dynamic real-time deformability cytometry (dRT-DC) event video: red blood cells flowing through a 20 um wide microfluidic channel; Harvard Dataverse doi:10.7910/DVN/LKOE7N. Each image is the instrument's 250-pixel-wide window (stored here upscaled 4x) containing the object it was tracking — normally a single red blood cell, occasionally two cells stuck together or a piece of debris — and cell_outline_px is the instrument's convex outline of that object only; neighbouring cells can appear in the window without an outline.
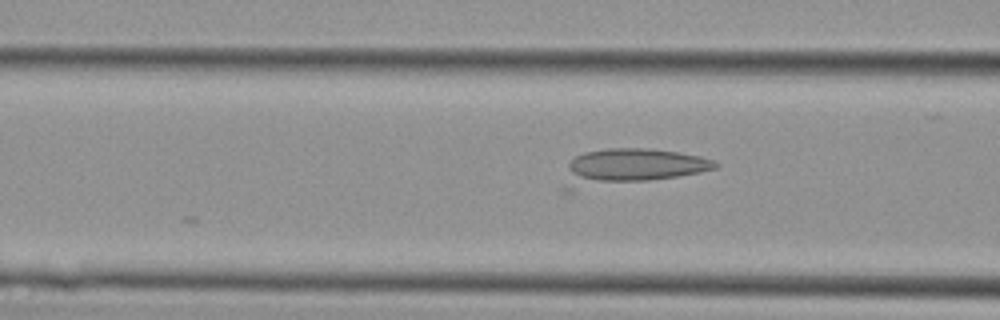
{"species": "Egyptian fruit bat (a non-hibernating species)", "species_latin": "Rousettus aegyptiacus", "temperature_condition": "cold", "stored_images_in_passage": 18, "camera_frame_rate_fps": 3000, "um_per_image_px": 0.085, "animal": {"sex": "female"}, "frame": {"image": 1, "passage_image": 5, "time_ms": 1.333, "image_size_px": [1000, 320], "cell_outline_px": [[720, 164], [716, 168], [700, 172], [676, 176], [572, 192], [564, 192], [564, 188], [568, 164], [576, 156], [584, 152], [608, 148], [648, 148], [676, 152], [700, 156], [716, 160]], "centroid_in_image_um": [53.55, 14.21], "position_along_channel_um": 113.1, "area_um2": 31.96}}
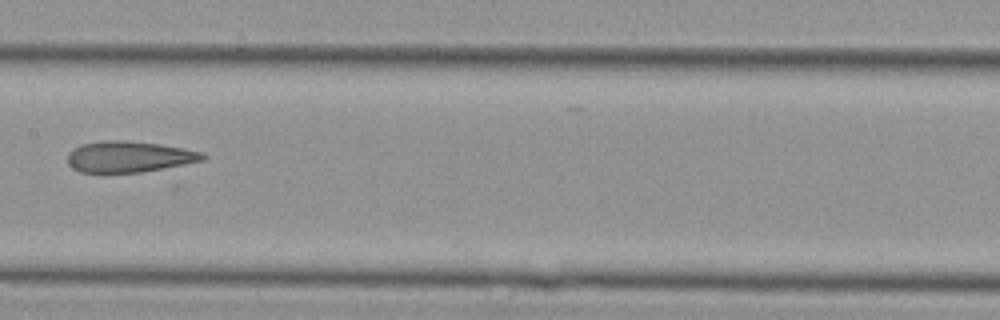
{"frame": {"image": 2, "passage_image": 10, "time_ms": 3.0, "image_size_px": [1000, 320], "cell_outline_px": [[208, 156], [204, 160], [184, 164], [140, 172], [80, 172], [72, 168], [68, 164], [68, 152], [80, 144], [108, 140], [120, 140], [160, 144], [184, 148], [200, 152]], "centroid_in_image_um": [10.95, 13.31], "position_along_channel_um": 196.5, "area_um2": 24.28}}
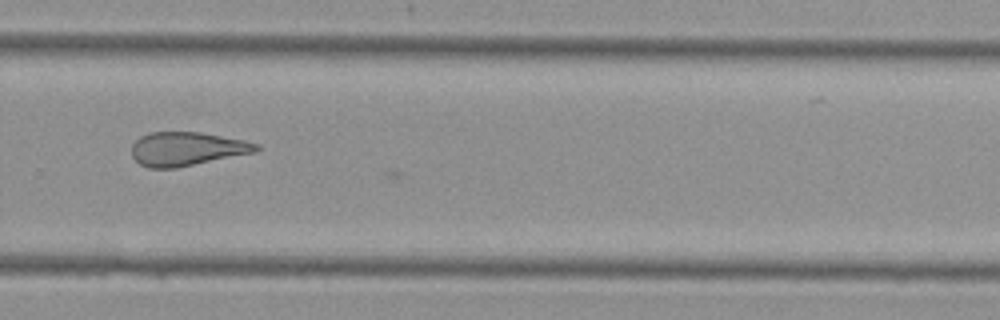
{"frame": {"image": 3, "passage_image": 17, "time_ms": 5.333, "image_size_px": [1000, 320], "cell_outline_px": [[260, 148], [256, 152], [176, 168], [148, 168], [140, 164], [132, 156], [132, 144], [140, 136], [148, 132], [200, 132], [244, 140], [260, 144]], "centroid_in_image_um": [15.88, 12.65], "position_along_channel_um": 313.9, "area_um2": 24.57}}